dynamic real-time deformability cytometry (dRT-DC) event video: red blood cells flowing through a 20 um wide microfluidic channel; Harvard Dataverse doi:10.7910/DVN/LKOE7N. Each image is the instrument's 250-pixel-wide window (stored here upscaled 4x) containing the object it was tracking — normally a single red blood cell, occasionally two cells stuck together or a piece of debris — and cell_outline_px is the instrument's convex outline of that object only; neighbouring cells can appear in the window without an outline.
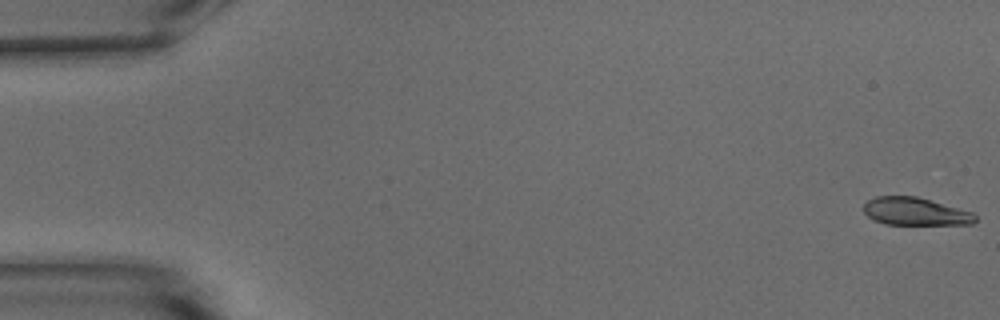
{"species": "common noctule bat (a hibernating species)", "species_latin": "Nyctalus noctula", "temperature_condition": "warm", "stored_images_in_passage": 54, "camera_frame_rate_fps": 3000, "um_per_image_px": 0.085, "animal": {"sex": "male", "body_mass_g": 15.6}, "frame": {"image": 1, "passage_image": 1, "time_ms": 0.0, "image_size_px": [1000, 320], "cell_outline_px": [[976, 220], [972, 224], [884, 224], [872, 220], [864, 212], [864, 204], [868, 200], [876, 196], [916, 196], [972, 212], [976, 216]], "centroid_in_image_um": [77.76, 17.98], "position_along_channel_um": 7.2, "area_um2": 17.92}}
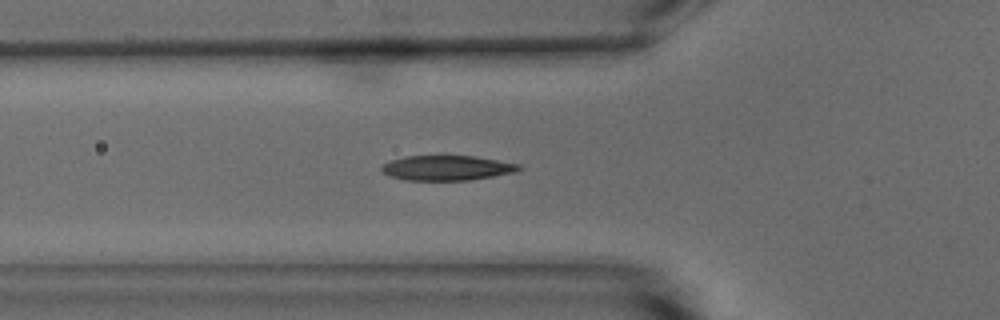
{"frame": {"image": 2, "passage_image": 19, "time_ms": 6.0, "image_size_px": [1000, 320], "cell_outline_px": [[524, 168], [516, 172], [468, 180], [404, 180], [388, 176], [380, 172], [380, 164], [392, 160], [408, 156], [476, 156], [520, 164]], "centroid_in_image_um": [37.96, 14.27], "position_along_channel_um": 87.8, "area_um2": 20.11}}
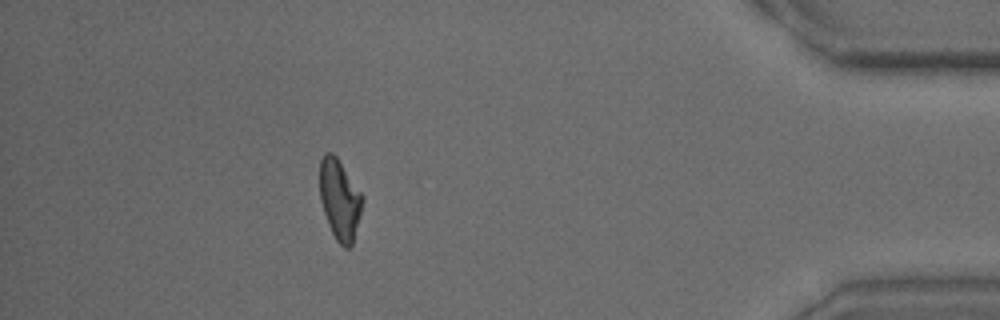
{"frame": {"image": 3, "passage_image": 48, "time_ms": 15.667, "image_size_px": [1000, 320], "cell_outline_px": [[364, 200], [352, 244], [348, 248], [344, 248], [336, 240], [328, 224], [320, 200], [320, 160], [324, 152], [332, 152], [336, 156], [364, 196]], "centroid_in_image_um": [28.87, 16.94], "position_along_channel_um": 406.3, "area_um2": 19.94}, "authors_computed_cell_mechanics": {"area_um2": 19.9699, "velocity_mm_per_s": 3.796, "shape_relaxation_time_tau1_ms": 4.1808, "shape_relaxation_time_tau2_ms": 1.5323, "deformation_change_tau1": 0.1867, "deformation_change_tau2": 0.0886}}